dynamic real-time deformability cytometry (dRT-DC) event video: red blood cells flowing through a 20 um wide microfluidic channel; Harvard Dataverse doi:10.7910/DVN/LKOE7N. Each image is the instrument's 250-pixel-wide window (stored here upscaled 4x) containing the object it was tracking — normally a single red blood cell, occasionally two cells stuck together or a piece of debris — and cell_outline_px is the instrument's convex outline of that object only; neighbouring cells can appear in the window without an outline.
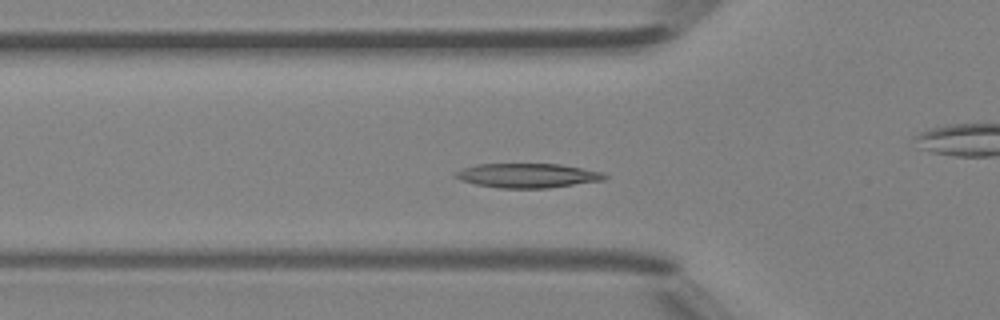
{"species": "Egyptian fruit bat (a non-hibernating species)", "species_latin": "Rousettus aegyptiacus", "temperature_condition": "room temperature", "stored_images_in_passage": 45, "camera_frame_rate_fps": 3000, "um_per_image_px": 0.085, "animal": {"sex": "female"}, "frame": {"image": 1, "passage_image": 13, "time_ms": 4.0, "image_size_px": [1000, 320], "cell_outline_px": [[608, 176], [604, 180], [548, 188], [500, 188], [476, 184], [460, 180], [452, 176], [456, 172], [464, 168], [476, 164], [560, 164], [604, 172]], "centroid_in_image_um": [44.85, 14.92], "position_along_channel_um": 80.9, "area_um2": 21.15}}
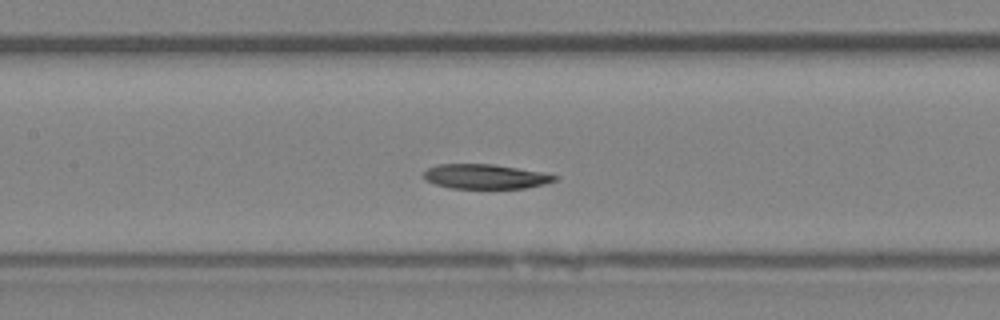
{"frame": {"image": 2, "passage_image": 19, "time_ms": 6.0, "image_size_px": [1000, 320], "cell_outline_px": [[556, 180], [544, 184], [524, 188], [448, 188], [424, 180], [424, 172], [428, 168], [440, 164], [492, 164], [540, 172], [556, 176]], "centroid_in_image_um": [41.2, 15.01], "position_along_channel_um": 166.2, "area_um2": 18.5}}
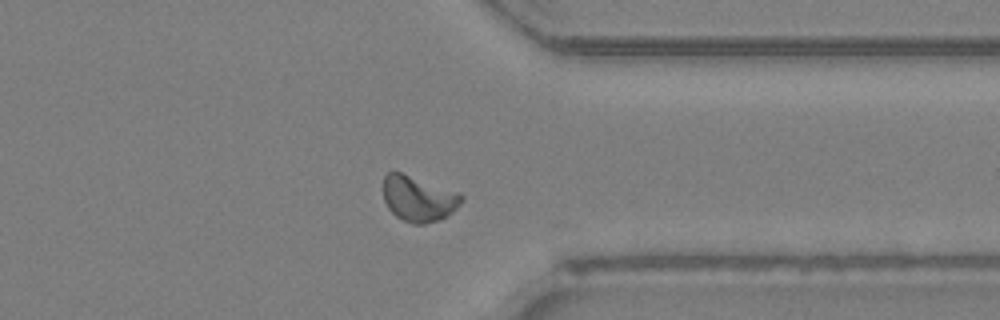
{"frame": {"image": 3, "passage_image": 34, "time_ms": 11.0, "image_size_px": [1000, 320], "cell_outline_px": [[464, 200], [452, 212], [436, 220], [424, 224], [412, 224], [396, 216], [388, 208], [384, 200], [384, 176], [388, 172], [400, 172], [460, 192], [464, 196]], "centroid_in_image_um": [35.58, 16.87], "position_along_channel_um": 375.8, "area_um2": 20.63}, "authors_computed_cell_mechanics": {"area_um2": 19.652, "velocity_mm_per_s": 4.2609, "shape_relaxation_time_tau1_ms": 7.6619, "shape_relaxation_time_tau2_ms": null, "deformation_change_tau1": 0.1671, "deformation_change_tau2": null}}